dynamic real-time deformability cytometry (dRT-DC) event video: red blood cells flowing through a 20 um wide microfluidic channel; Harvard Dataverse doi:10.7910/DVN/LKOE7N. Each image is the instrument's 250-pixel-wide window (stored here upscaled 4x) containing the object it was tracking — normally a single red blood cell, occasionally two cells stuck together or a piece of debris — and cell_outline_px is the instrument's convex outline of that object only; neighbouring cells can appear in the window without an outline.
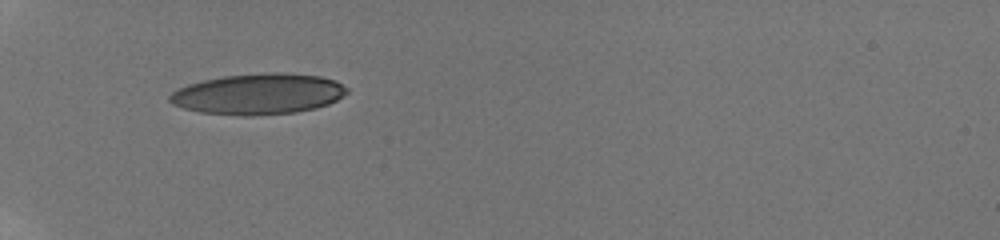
{"species": "human", "species_latin": "Homo sapiens", "temperature_condition": "room temperature", "stored_images_in_passage": 55, "camera_frame_rate_fps": 3000, "um_per_image_px": 0.085, "donor": {"sex": "male"}, "frame": {"image": 1, "passage_image": 1, "time_ms": 0.0, "image_size_px": [1000, 240], "cell_outline_px": [[348, 92], [336, 100], [328, 104], [316, 108], [296, 112], [248, 116], [244, 116], [200, 112], [184, 108], [172, 104], [168, 100], [168, 96], [172, 92], [188, 84], [204, 80], [224, 76], [264, 72], [280, 72], [320, 76], [336, 80], [348, 88]], "centroid_in_image_um": [21.97, 7.98], "position_along_channel_um": 63.0, "area_um2": 42.25}}
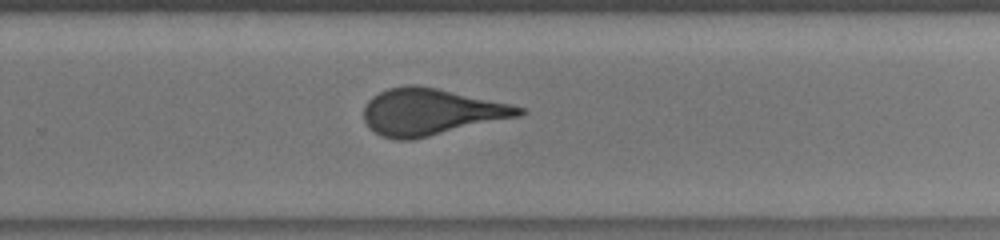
{"frame": {"image": 2, "passage_image": 30, "time_ms": 6.0, "image_size_px": [1000, 240], "cell_outline_px": [[528, 112], [520, 116], [412, 140], [392, 140], [380, 136], [368, 128], [364, 120], [364, 104], [372, 96], [388, 88], [408, 84], [416, 84], [436, 88], [512, 104], [524, 108]], "centroid_in_image_um": [36.59, 9.52], "position_along_channel_um": 293.2, "area_um2": 42.48}}
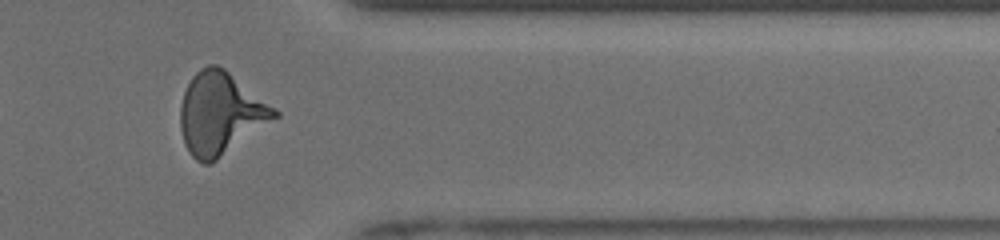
{"frame": {"image": 3, "passage_image": 43, "time_ms": 8.667, "image_size_px": [1000, 240], "cell_outline_px": [[280, 116], [216, 160], [208, 164], [204, 164], [196, 160], [192, 156], [184, 144], [180, 128], [180, 104], [184, 92], [192, 76], [200, 68], [208, 64], [216, 64], [224, 68], [276, 108], [280, 112]], "centroid_in_image_um": [18.73, 9.64], "position_along_channel_um": 392.7, "area_um2": 45.03}, "authors_computed_cell_mechanics": {"area_um2": 42.194, "velocity_mm_per_s": 3.8989, "shape_relaxation_time_tau1_ms": 9.5807, "shape_relaxation_time_tau2_ms": null, "deformation_change_tau1": 0.2494, "deformation_change_tau2": null}}